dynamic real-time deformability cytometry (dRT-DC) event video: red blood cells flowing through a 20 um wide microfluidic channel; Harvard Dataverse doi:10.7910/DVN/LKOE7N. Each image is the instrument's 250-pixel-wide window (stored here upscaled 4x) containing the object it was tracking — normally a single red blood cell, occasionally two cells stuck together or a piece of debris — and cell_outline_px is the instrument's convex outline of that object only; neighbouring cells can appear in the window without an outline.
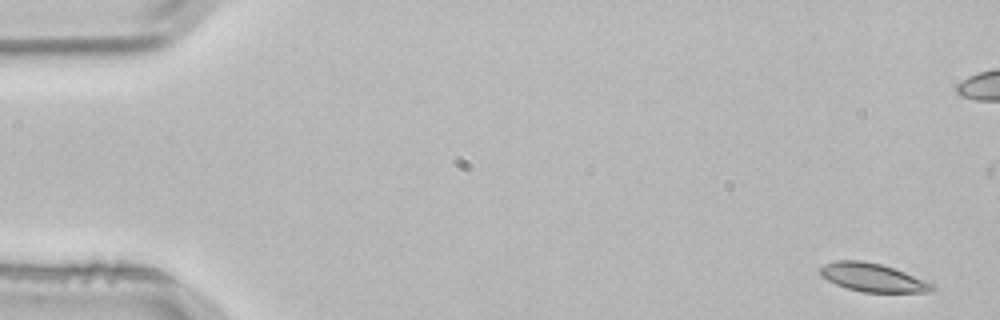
{"species": "common noctule bat (a hibernating species)", "species_latin": "Nyctalus noctula", "temperature_condition": "room temperature", "stored_images_in_passage": 5, "camera_frame_rate_fps": 3000, "um_per_image_px": 0.085, "animal": {"sex": "male", "body_mass_g": 21.5, "forearm_length_mm": 52.0}, "frame": {"image": 1, "passage_image": 1, "time_ms": 0.0, "image_size_px": [1000, 320], "cell_outline_px": [[936, 288], [932, 292], [864, 292], [848, 288], [836, 284], [820, 276], [820, 268], [824, 264], [836, 260], [864, 260], [880, 264], [904, 272], [932, 284]], "centroid_in_image_um": [74.14, 23.58], "position_along_channel_um": 10.9, "area_um2": 18.26}}